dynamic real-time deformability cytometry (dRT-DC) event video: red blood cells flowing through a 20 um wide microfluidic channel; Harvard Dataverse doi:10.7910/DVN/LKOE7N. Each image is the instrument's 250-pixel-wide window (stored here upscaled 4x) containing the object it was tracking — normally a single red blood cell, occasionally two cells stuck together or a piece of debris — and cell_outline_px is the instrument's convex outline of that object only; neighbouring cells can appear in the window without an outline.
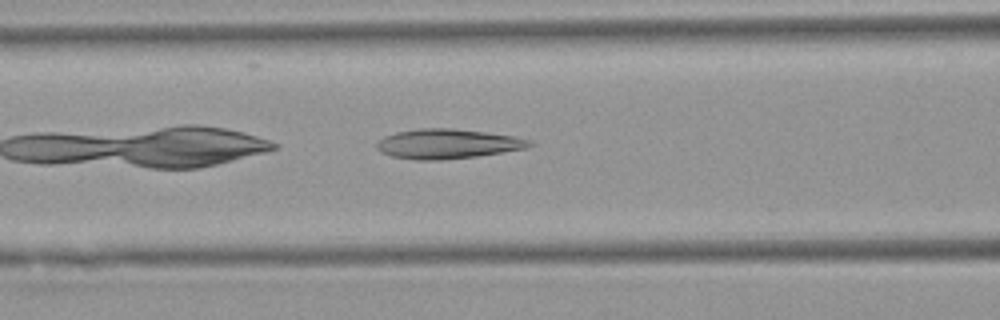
{"species": "Egyptian fruit bat (a non-hibernating species)", "species_latin": "Rousettus aegyptiacus", "temperature_condition": "warm", "stored_images_in_passage": 13, "camera_frame_rate_fps": 3000, "um_per_image_px": 0.085, "animal": {"sex": "female"}, "frame": {"image": 1, "passage_image": 6, "time_ms": 1.667, "image_size_px": [1000, 320], "cell_outline_px": [[536, 144], [528, 148], [476, 156], [440, 160], [416, 160], [392, 156], [380, 152], [376, 148], [376, 144], [384, 136], [396, 132], [420, 128], [452, 128], [484, 132], [512, 136], [532, 140]], "centroid_in_image_um": [38.05, 12.23], "position_along_channel_um": 128.6, "area_um2": 26.41}}
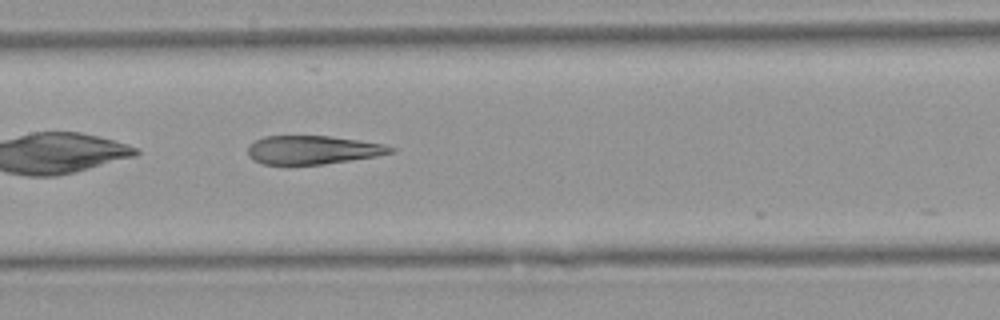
{"frame": {"image": 2, "passage_image": 10, "time_ms": 3.0, "image_size_px": [1000, 320], "cell_outline_px": [[396, 152], [376, 156], [324, 164], [288, 168], [264, 164], [252, 160], [248, 156], [248, 144], [264, 136], [328, 136], [384, 144], [396, 148]], "centroid_in_image_um": [26.51, 12.79], "position_along_channel_um": 180.9, "area_um2": 24.57}}